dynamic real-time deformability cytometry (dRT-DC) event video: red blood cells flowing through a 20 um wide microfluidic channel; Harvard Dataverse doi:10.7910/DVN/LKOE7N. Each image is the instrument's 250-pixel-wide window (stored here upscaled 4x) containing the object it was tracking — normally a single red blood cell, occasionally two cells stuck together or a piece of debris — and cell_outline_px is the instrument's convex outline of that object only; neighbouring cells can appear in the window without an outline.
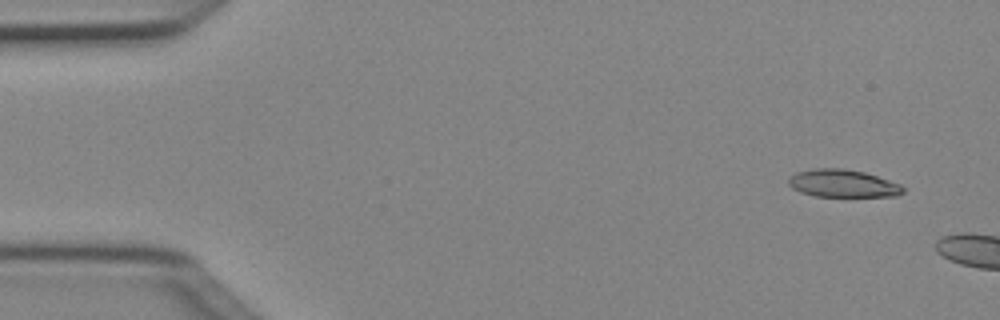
{"species": "Egyptian fruit bat (a non-hibernating species)", "species_latin": "Rousettus aegyptiacus", "temperature_condition": "cold", "stored_images_in_passage": 5, "camera_frame_rate_fps": 3000, "um_per_image_px": 0.085, "animal": {"sex": "female"}, "frame": {"image": 1, "passage_image": 1, "time_ms": 0.0, "image_size_px": [1000, 320], "cell_outline_px": [[904, 192], [896, 196], [816, 196], [800, 192], [792, 188], [788, 184], [788, 180], [796, 172], [812, 168], [844, 168], [864, 172], [900, 184], [904, 188]], "centroid_in_image_um": [71.62, 15.58], "position_along_channel_um": 13.4, "area_um2": 18.38}}
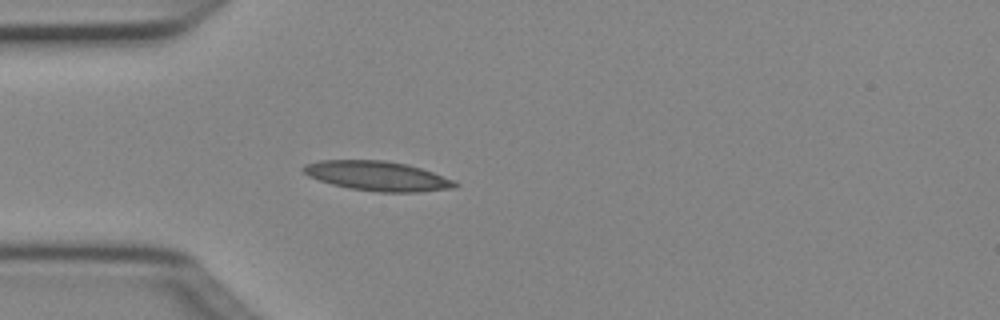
{"frame": {"image": 2, "passage_image": 5, "time_ms": 1.333, "image_size_px": [1000, 320], "cell_outline_px": [[460, 184], [456, 188], [420, 192], [380, 192], [348, 188], [332, 184], [308, 176], [300, 168], [304, 164], [320, 160], [384, 160], [408, 164], [432, 172], [452, 180]], "centroid_in_image_um": [32.07, 14.96], "position_along_channel_um": 52.9, "area_um2": 26.18}}